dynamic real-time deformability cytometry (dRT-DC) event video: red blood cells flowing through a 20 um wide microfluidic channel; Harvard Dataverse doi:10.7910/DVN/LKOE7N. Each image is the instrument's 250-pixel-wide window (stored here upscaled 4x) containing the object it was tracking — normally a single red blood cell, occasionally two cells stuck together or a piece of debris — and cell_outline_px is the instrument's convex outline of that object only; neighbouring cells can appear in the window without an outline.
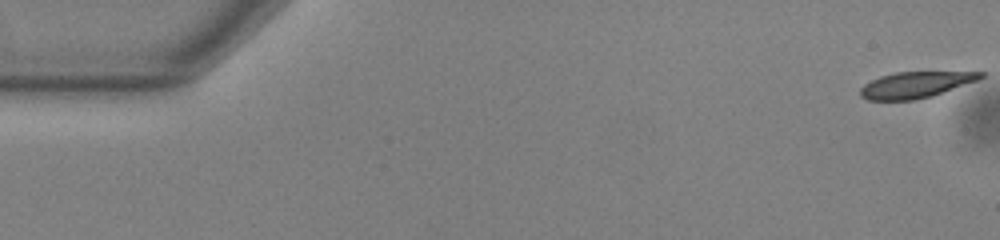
{"species": "common noctule bat (a hibernating species)", "species_latin": "Nyctalus noctula", "temperature_condition": "warm", "stored_images_in_passage": 54, "camera_frame_rate_fps": 3000, "um_per_image_px": 0.085, "animal": {"sex": "male", "body_mass_g": 13.0, "forearm_length_mm": 53.1}, "frame": {"image": 1, "passage_image": 1, "time_ms": 0.0, "image_size_px": [1000, 240], "cell_outline_px": [[984, 76], [976, 80], [932, 96], [912, 100], [868, 100], [860, 96], [860, 88], [864, 84], [880, 76], [896, 72], [984, 72]], "centroid_in_image_um": [77.76, 7.21], "position_along_channel_um": 7.2, "area_um2": 18.03}}
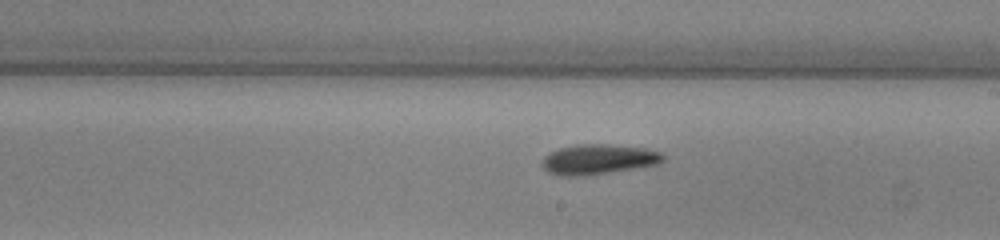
{"frame": {"image": 2, "passage_image": 31, "time_ms": 10.0, "image_size_px": [1000, 240], "cell_outline_px": [[664, 160], [656, 164], [608, 172], [576, 176], [560, 176], [548, 172], [540, 164], [544, 156], [548, 152], [560, 148], [576, 144], [608, 144], [644, 148], [660, 152], [664, 156]], "centroid_in_image_um": [50.79, 13.53], "position_along_channel_um": 238.2, "area_um2": 20.98}}
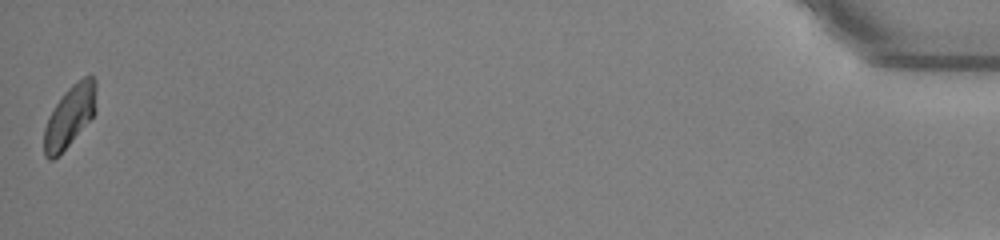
{"frame": {"image": 3, "passage_image": 54, "time_ms": 17.667, "image_size_px": [1000, 240], "cell_outline_px": [[96, 112], [68, 144], [52, 160], [48, 160], [44, 156], [44, 128], [48, 116], [64, 92], [72, 84], [84, 76], [92, 76], [96, 80]], "centroid_in_image_um": [5.93, 9.84], "position_along_channel_um": 429.3, "area_um2": 18.44}, "authors_computed_cell_mechanics": {"area_um2": 19.6809, "velocity_mm_per_s": 3.8164, "shape_relaxation_time_tau1_ms": 4.0512, "shape_relaxation_time_tau2_ms": null, "deformation_change_tau1": 0.1273, "deformation_change_tau2": null}}